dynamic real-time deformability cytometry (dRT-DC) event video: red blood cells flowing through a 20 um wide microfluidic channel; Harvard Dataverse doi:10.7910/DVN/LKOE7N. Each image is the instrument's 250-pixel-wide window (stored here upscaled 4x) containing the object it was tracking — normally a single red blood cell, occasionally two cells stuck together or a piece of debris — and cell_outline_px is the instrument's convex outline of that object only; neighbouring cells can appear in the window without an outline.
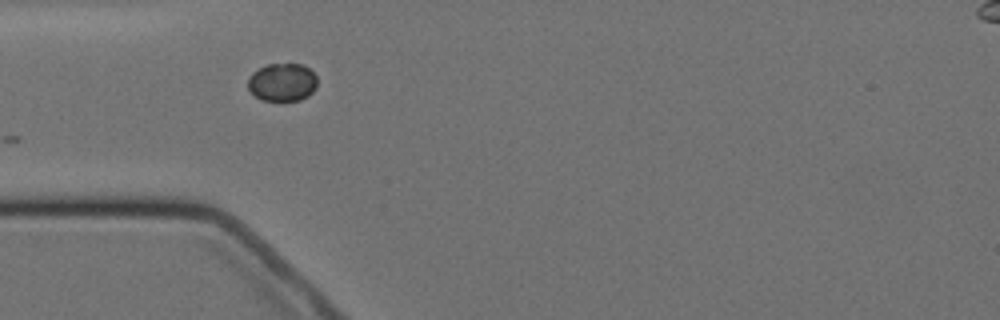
{"species": "Egyptian fruit bat (a non-hibernating species)", "species_latin": "Rousettus aegyptiacus", "temperature_condition": "cold", "stored_images_in_passage": 16, "camera_frame_rate_fps": 3000, "um_per_image_px": 0.085, "animal": {"sex": "female"}, "frame": {"image": 1, "passage_image": 5, "time_ms": 5.333, "image_size_px": [1000, 320], "cell_outline_px": [[316, 88], [308, 96], [300, 100], [280, 104], [260, 100], [248, 88], [248, 76], [252, 72], [268, 64], [304, 64], [316, 76]], "centroid_in_image_um": [23.98, 7.04], "position_along_channel_um": 61.0, "area_um2": 15.9}}
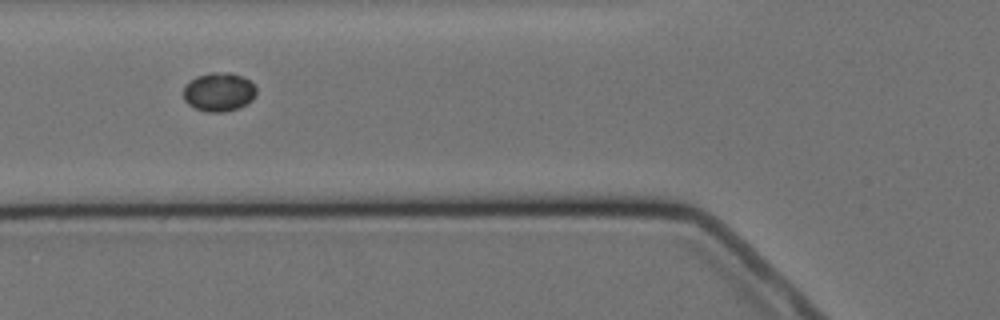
{"frame": {"image": 2, "passage_image": 6, "time_ms": 6.667, "image_size_px": [1000, 320], "cell_outline_px": [[256, 96], [252, 100], [240, 108], [224, 112], [208, 112], [196, 108], [188, 104], [184, 100], [184, 84], [196, 76], [212, 72], [232, 72], [244, 76], [256, 88]], "centroid_in_image_um": [18.61, 7.81], "position_along_channel_um": 107.2, "area_um2": 16.7}}
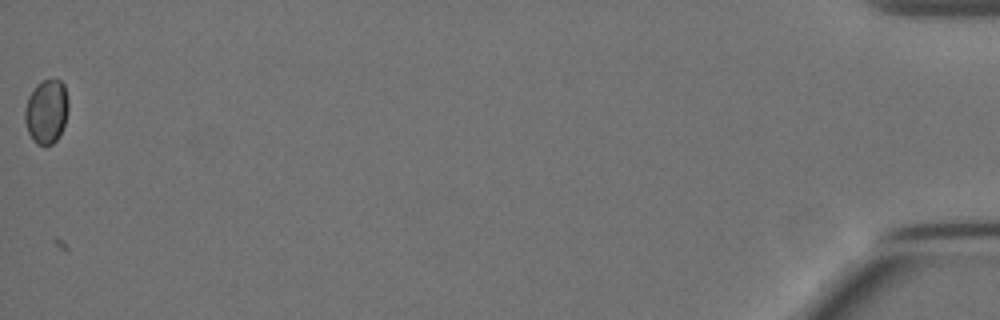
{"frame": {"image": 3, "passage_image": 16, "time_ms": 19.0, "image_size_px": [1000, 320], "cell_outline_px": [[68, 108], [64, 124], [56, 140], [52, 144], [36, 144], [32, 140], [28, 132], [24, 120], [24, 108], [28, 96], [36, 84], [44, 80], [60, 80], [64, 84], [68, 100]], "centroid_in_image_um": [3.92, 9.46], "position_along_channel_um": 431.3, "area_um2": 16.24}}